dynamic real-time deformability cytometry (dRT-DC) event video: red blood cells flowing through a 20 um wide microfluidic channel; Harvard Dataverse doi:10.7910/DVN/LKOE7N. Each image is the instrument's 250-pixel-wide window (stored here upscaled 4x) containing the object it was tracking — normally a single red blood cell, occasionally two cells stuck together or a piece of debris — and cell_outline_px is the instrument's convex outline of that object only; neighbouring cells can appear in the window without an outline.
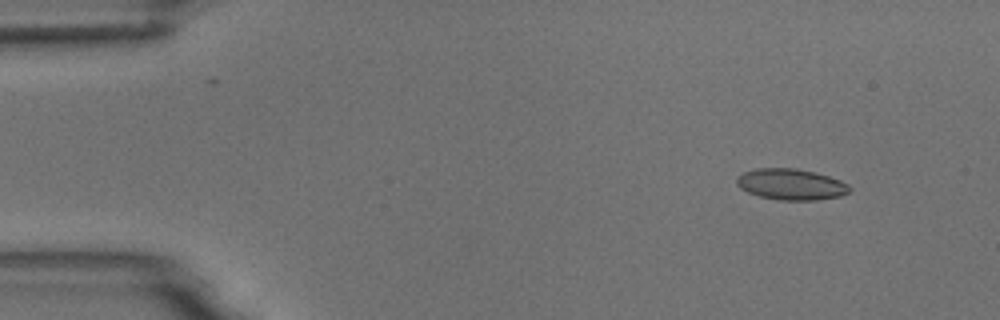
{"species": "common noctule bat (a hibernating species)", "species_latin": "Nyctalus noctula", "temperature_condition": "room temperature", "stored_images_in_passage": 5, "camera_frame_rate_fps": 3000, "um_per_image_px": 0.085, "animal": {"sex": "male", "body_mass_g": 18.8}, "frame": {"image": 1, "passage_image": 2, "time_ms": 1.333, "image_size_px": [1000, 320], "cell_outline_px": [[852, 188], [848, 192], [840, 196], [816, 200], [780, 200], [760, 196], [748, 192], [740, 188], [736, 184], [736, 180], [744, 172], [756, 168], [796, 168], [828, 176], [840, 180], [848, 184]], "centroid_in_image_um": [67.24, 15.67], "position_along_channel_um": 17.8, "area_um2": 20.29}}
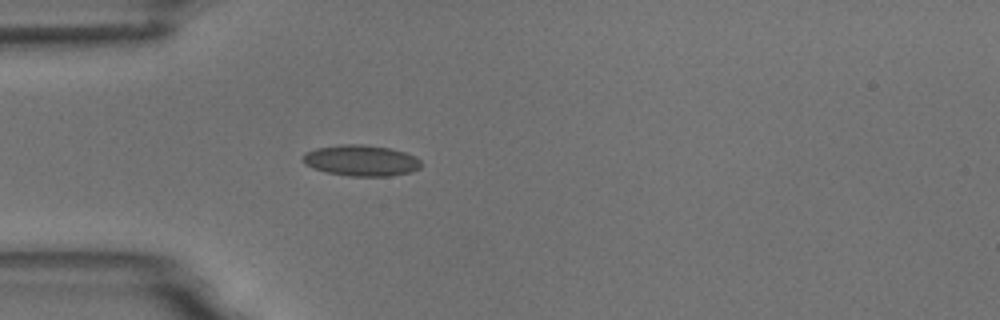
{"frame": {"image": 2, "passage_image": 5, "time_ms": 4.667, "image_size_px": [1000, 320], "cell_outline_px": [[424, 164], [420, 168], [412, 172], [388, 176], [348, 176], [324, 172], [312, 168], [304, 164], [300, 156], [304, 152], [316, 148], [340, 144], [364, 144], [388, 148], [404, 152], [416, 156]], "centroid_in_image_um": [30.67, 13.64], "position_along_channel_um": 54.3, "area_um2": 21.79}}